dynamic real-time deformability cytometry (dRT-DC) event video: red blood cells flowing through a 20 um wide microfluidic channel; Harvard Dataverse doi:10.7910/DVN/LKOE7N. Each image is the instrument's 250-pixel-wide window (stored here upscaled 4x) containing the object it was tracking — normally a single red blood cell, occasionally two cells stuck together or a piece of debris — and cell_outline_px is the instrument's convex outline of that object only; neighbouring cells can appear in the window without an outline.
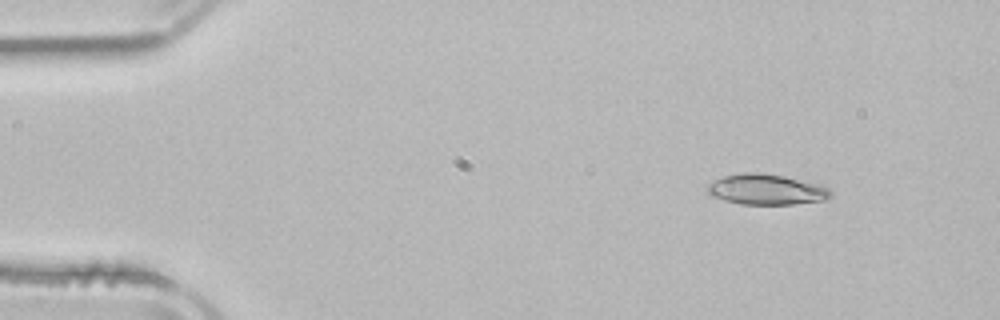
{"species": "common noctule bat (a hibernating species)", "species_latin": "Nyctalus noctula", "temperature_condition": "room temperature", "stored_images_in_passage": 4, "camera_frame_rate_fps": 3000, "um_per_image_px": 0.085, "animal": {"sex": "male", "body_mass_g": 21.5, "forearm_length_mm": 52.0}, "frame": {"image": 1, "passage_image": 2, "time_ms": 1.667, "image_size_px": [1000, 320], "cell_outline_px": [[832, 196], [824, 200], [792, 204], [740, 204], [724, 200], [712, 196], [708, 192], [708, 184], [724, 176], [744, 172], [760, 172], [784, 176], [820, 184], [828, 188], [832, 192]], "centroid_in_image_um": [65.16, 16.1], "position_along_channel_um": 19.8, "area_um2": 21.85}}
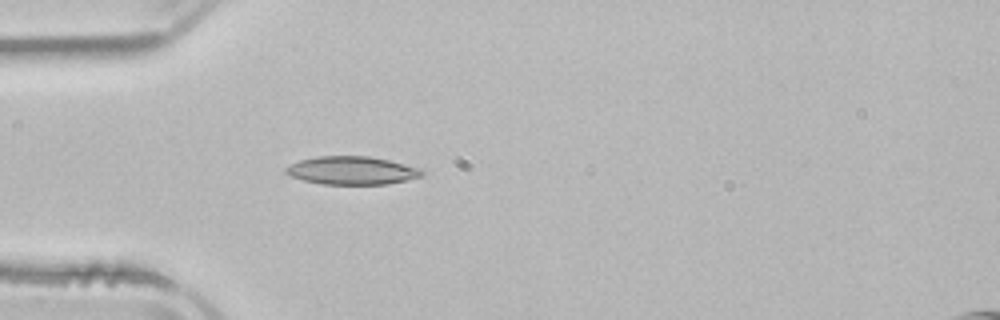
{"frame": {"image": 2, "passage_image": 4, "time_ms": 4.667, "image_size_px": [1000, 320], "cell_outline_px": [[424, 172], [420, 176], [408, 180], [388, 184], [320, 184], [304, 180], [292, 176], [284, 172], [284, 168], [288, 164], [300, 160], [316, 156], [368, 156], [388, 160], [420, 168]], "centroid_in_image_um": [29.87, 14.49], "position_along_channel_um": 55.1, "area_um2": 22.31}}